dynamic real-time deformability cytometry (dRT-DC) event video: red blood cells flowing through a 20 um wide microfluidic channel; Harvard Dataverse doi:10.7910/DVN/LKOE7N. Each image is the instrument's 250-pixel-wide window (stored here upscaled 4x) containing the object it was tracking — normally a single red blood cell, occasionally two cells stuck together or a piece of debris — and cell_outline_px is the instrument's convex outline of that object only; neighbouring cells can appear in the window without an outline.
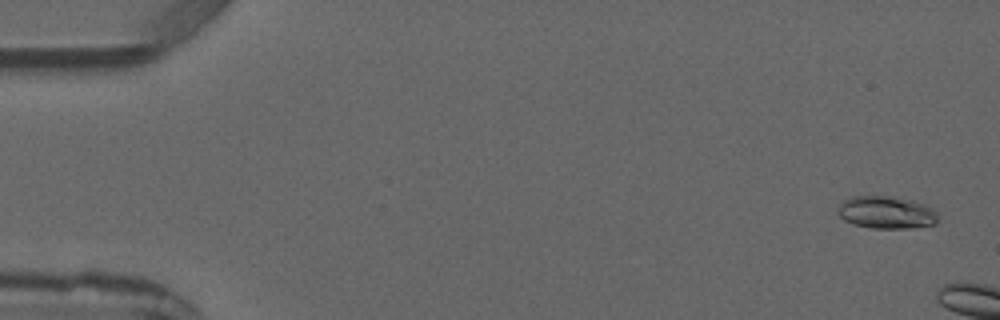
{"species": "common noctule bat (a hibernating species)", "species_latin": "Nyctalus noctula", "temperature_condition": "warm", "stored_images_in_passage": 4, "camera_frame_rate_fps": 3000, "um_per_image_px": 0.085, "animal": {"sex": "male", "forearm_length_mm": 52.5}, "frame": {"image": 1, "passage_image": 1, "time_ms": 0.0, "image_size_px": [1000, 320], "cell_outline_px": [[940, 216], [936, 224], [908, 228], [872, 228], [852, 224], [844, 220], [836, 212], [840, 204], [844, 200], [852, 196], [888, 196], [912, 200], [928, 204]], "centroid_in_image_um": [75.36, 18.05], "position_along_channel_um": 9.6, "area_um2": 19.19}}